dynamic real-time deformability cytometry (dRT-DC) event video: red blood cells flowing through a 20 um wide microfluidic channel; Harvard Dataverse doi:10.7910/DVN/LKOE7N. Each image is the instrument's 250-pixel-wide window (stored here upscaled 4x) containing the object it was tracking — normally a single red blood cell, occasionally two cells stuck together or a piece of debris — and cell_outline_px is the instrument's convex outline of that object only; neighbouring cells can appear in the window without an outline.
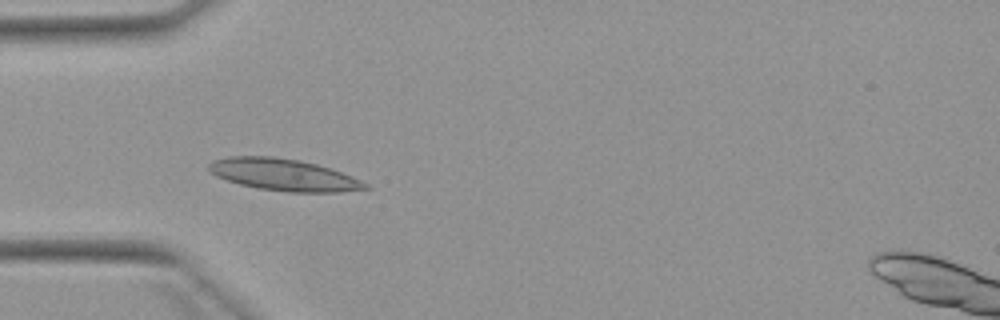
{"species": "Egyptian fruit bat (a non-hibernating species)", "species_latin": "Rousettus aegyptiacus", "temperature_condition": "warm", "stored_images_in_passage": 4, "camera_frame_rate_fps": 3000, "um_per_image_px": 0.085, "animal": {"sex": "female"}, "frame": {"image": 1, "passage_image": 4, "time_ms": 3.333, "image_size_px": [1000, 320], "cell_outline_px": [[372, 188], [340, 192], [288, 192], [256, 188], [240, 184], [216, 176], [208, 168], [208, 164], [212, 160], [228, 156], [272, 156], [300, 160], [332, 168], [352, 176], [368, 184]], "centroid_in_image_um": [24.13, 14.85], "position_along_channel_um": 60.9, "area_um2": 29.19}}